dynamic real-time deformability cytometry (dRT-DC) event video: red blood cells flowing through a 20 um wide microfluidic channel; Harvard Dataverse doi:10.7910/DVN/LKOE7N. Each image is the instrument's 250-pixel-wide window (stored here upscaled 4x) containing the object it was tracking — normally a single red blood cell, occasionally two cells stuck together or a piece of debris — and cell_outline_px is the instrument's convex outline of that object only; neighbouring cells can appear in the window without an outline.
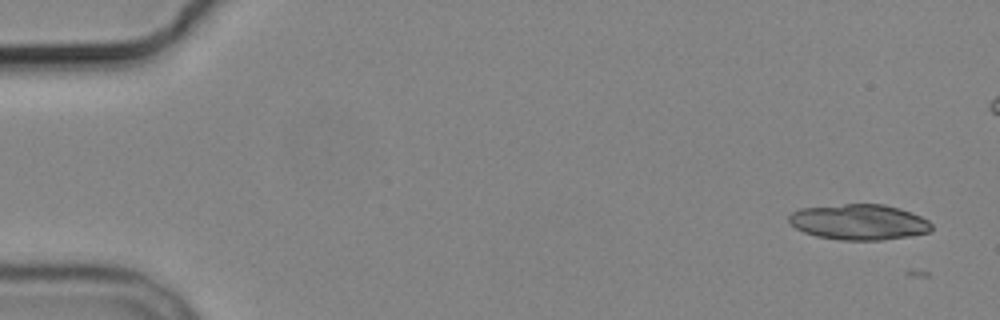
{"species": "common noctule bat (a hibernating species)", "species_latin": "Nyctalus noctula", "temperature_condition": "cold", "stored_images_in_passage": 6, "segment_of_instrument_passage": [1, 2], "camera_frame_rate_fps": 3000, "um_per_image_px": 0.085, "animal": {"sex": "male", "body_mass_g": 19.2, "forearm_length_mm": 51.8}, "frame": {"image": 1, "passage_image": 1, "time_ms": 0.0, "image_size_px": [1000, 320], "cell_outline_px": [[932, 232], [912, 236], [880, 240], [840, 240], [816, 236], [804, 232], [796, 228], [788, 220], [788, 216], [792, 212], [800, 208], [844, 204], [884, 204], [900, 208], [912, 212], [928, 220], [932, 224]], "centroid_in_image_um": [73.05, 18.87], "position_along_channel_um": 12.0, "area_um2": 29.82}}